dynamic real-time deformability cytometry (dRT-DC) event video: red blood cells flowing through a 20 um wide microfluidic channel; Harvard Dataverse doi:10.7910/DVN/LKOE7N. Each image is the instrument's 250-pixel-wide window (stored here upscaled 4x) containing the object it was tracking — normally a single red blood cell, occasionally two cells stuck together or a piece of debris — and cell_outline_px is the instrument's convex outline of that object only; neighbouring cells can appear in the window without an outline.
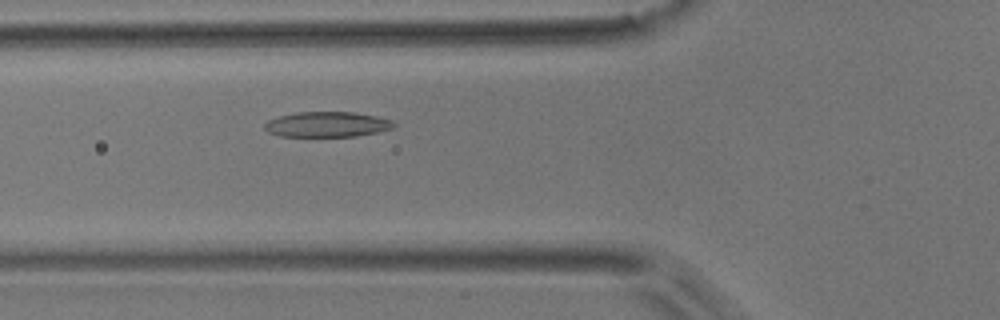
{"species": "common noctule bat (a hibernating species)", "species_latin": "Nyctalus noctula", "temperature_condition": "room temperature", "stored_images_in_passage": 47, "camera_frame_rate_fps": 3000, "um_per_image_px": 0.085, "animal": {"sex": "male", "body_mass_g": 17.9}, "frame": {"image": 1, "passage_image": 13, "time_ms": 4.0, "image_size_px": [1000, 320], "cell_outline_px": [[396, 128], [356, 136], [280, 136], [268, 132], [264, 128], [264, 124], [268, 120], [280, 116], [296, 112], [352, 112], [376, 116], [392, 120], [396, 124]], "centroid_in_image_um": [27.82, 10.57], "position_along_channel_um": 98.0, "area_um2": 19.02}}
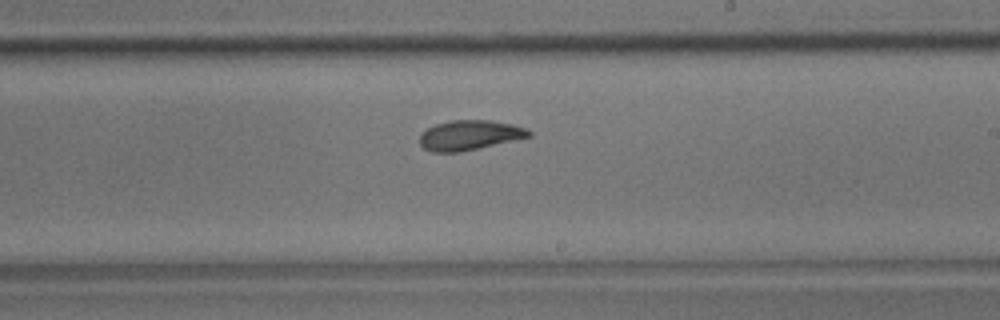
{"frame": {"image": 2, "passage_image": 25, "time_ms": 8.0, "image_size_px": [1000, 320], "cell_outline_px": [[532, 136], [460, 152], [432, 152], [424, 148], [420, 144], [420, 132], [436, 124], [452, 120], [488, 120], [512, 124], [524, 128], [532, 132]], "centroid_in_image_um": [39.89, 11.49], "position_along_channel_um": 249.1, "area_um2": 18.84}}
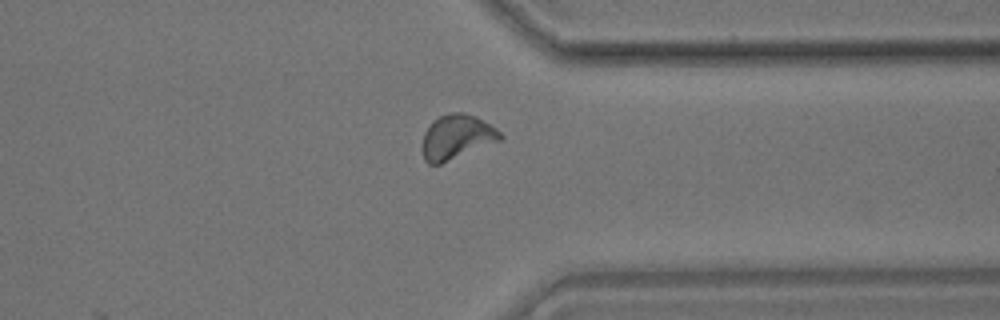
{"frame": {"image": 3, "passage_image": 35, "time_ms": 11.333, "image_size_px": [1000, 320], "cell_outline_px": [[504, 136], [500, 140], [440, 164], [428, 164], [424, 160], [424, 132], [432, 120], [440, 116], [452, 112], [464, 112], [476, 116], [496, 128]], "centroid_in_image_um": [38.82, 11.62], "position_along_channel_um": 372.6, "area_um2": 19.94}, "authors_computed_cell_mechanics": {"area_um2": 19.363, "velocity_mm_per_s": 3.7717, "shape_relaxation_time_tau1_ms": 3.9314, "shape_relaxation_time_tau2_ms": 2.1083, "deformation_change_tau1": 0.1443, "deformation_change_tau2": 0.0868}}